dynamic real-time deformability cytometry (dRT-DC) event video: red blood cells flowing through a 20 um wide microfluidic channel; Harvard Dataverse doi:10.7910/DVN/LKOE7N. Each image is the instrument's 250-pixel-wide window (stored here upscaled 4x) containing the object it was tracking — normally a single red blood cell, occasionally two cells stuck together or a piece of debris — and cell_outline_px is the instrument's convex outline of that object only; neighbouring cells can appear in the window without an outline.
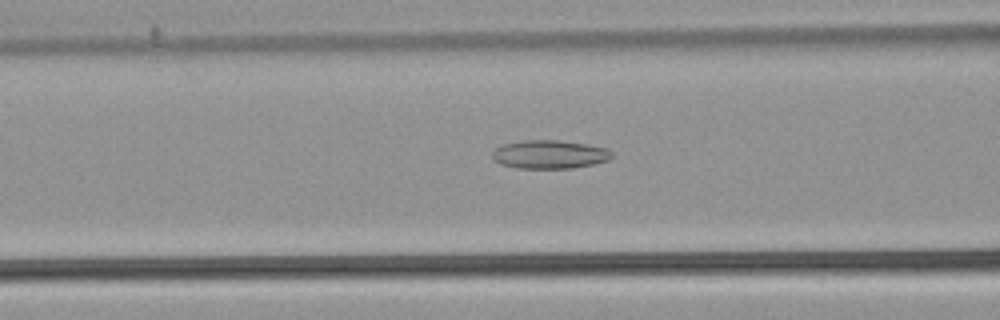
{"species": "common noctule bat (a hibernating species)", "species_latin": "Nyctalus noctula", "temperature_condition": "warm", "stored_images_in_passage": 48, "camera_frame_rate_fps": 3000, "um_per_image_px": 0.085, "animal": {"sex": "male", "body_mass_g": 21.5, "forearm_length_mm": 52.0}, "frame": {"image": 1, "passage_image": 17, "time_ms": 5.333, "image_size_px": [1000, 320], "cell_outline_px": [[612, 156], [608, 160], [592, 164], [572, 168], [516, 168], [500, 164], [492, 160], [492, 152], [500, 144], [524, 140], [560, 140], [588, 144], [608, 148], [612, 152]], "centroid_in_image_um": [46.68, 13.11], "position_along_channel_um": 119.9, "area_um2": 20.06}}
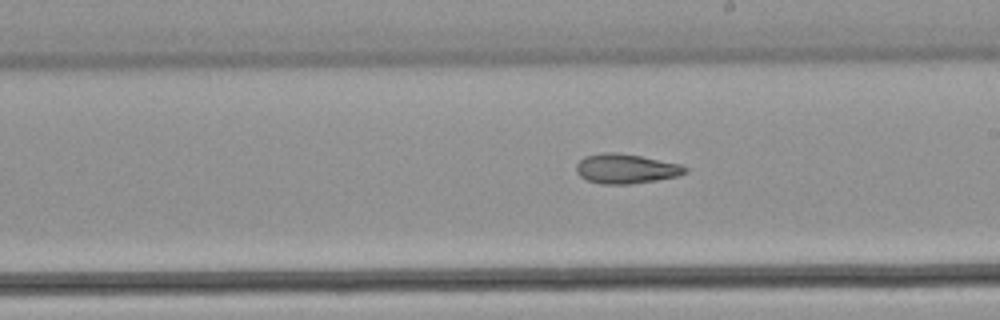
{"frame": {"image": 2, "passage_image": 26, "time_ms": 8.333, "image_size_px": [1000, 320], "cell_outline_px": [[688, 172], [676, 176], [656, 180], [632, 184], [600, 184], [588, 180], [580, 176], [576, 172], [576, 164], [584, 156], [604, 152], [616, 152], [640, 156], [680, 164], [688, 168]], "centroid_in_image_um": [53.18, 14.34], "position_along_channel_um": 235.8, "area_um2": 18.79}}
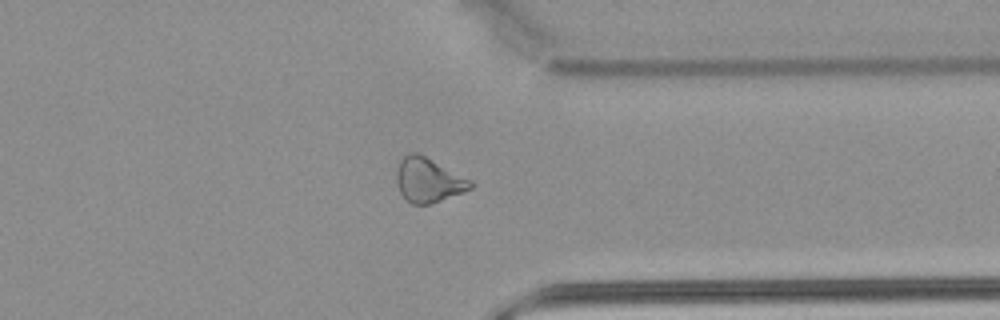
{"frame": {"image": 3, "passage_image": 37, "time_ms": 12.0, "image_size_px": [1000, 320], "cell_outline_px": [[472, 188], [440, 200], [428, 204], [412, 204], [400, 192], [396, 180], [396, 172], [400, 160], [408, 152], [420, 152], [472, 180]], "centroid_in_image_um": [36.4, 15.26], "position_along_channel_um": 375.0, "area_um2": 19.13}, "authors_computed_cell_mechanics": {"area_um2": 20.1433, "velocity_mm_per_s": 3.8737, "shape_relaxation_time_tau1_ms": null, "shape_relaxation_time_tau2_ms": 5.9472, "deformation_change_tau1": null, "deformation_change_tau2": 0.163}}